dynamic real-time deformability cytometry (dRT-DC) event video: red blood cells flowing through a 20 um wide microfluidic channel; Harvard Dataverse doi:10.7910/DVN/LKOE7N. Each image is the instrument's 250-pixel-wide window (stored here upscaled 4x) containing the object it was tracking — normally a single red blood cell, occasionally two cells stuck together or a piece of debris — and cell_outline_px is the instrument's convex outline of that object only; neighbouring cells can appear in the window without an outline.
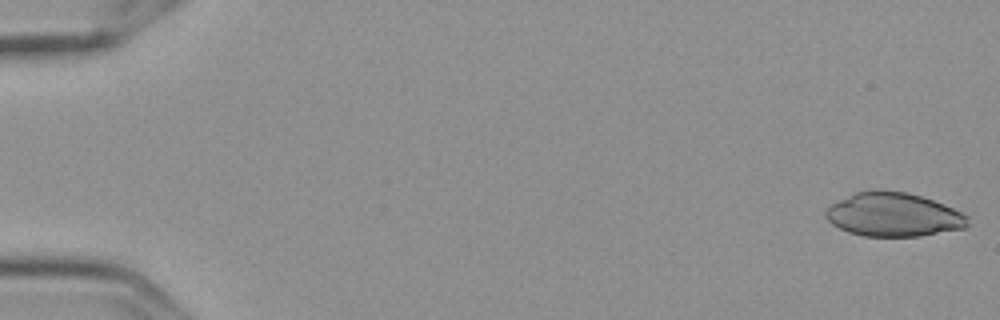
{"species": "Egyptian fruit bat (a non-hibernating species)", "species_latin": "Rousettus aegyptiacus", "temperature_condition": "cold", "stored_images_in_passage": 6, "camera_frame_rate_fps": 3000, "um_per_image_px": 0.085, "frame": {"image": 1, "passage_image": 1, "time_ms": 0.0, "image_size_px": [1000, 320], "cell_outline_px": [[968, 224], [964, 228], [920, 236], [864, 236], [848, 232], [832, 224], [824, 216], [824, 212], [832, 204], [856, 192], [908, 192], [944, 204], [968, 216]], "centroid_in_image_um": [75.95, 18.28], "position_along_channel_um": 9.1, "area_um2": 35.49}}